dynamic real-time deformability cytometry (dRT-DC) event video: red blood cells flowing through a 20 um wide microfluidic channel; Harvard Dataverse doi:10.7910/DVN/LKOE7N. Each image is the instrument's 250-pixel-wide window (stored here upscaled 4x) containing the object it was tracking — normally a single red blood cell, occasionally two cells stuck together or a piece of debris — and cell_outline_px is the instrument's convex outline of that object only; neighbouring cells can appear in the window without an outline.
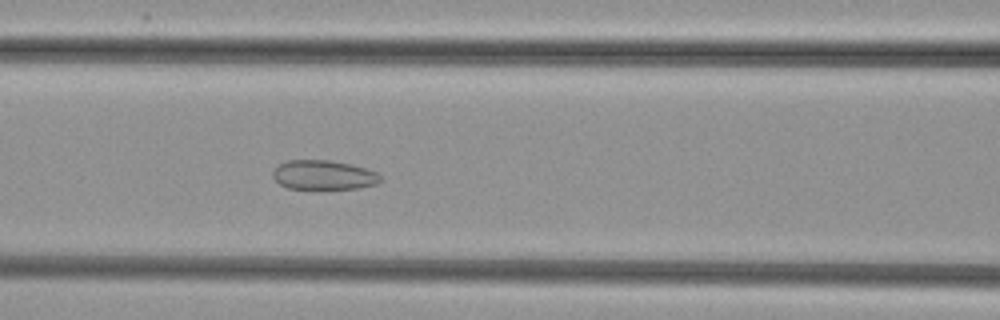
{"species": "common noctule bat (a hibernating species)", "species_latin": "Nyctalus noctula", "temperature_condition": "cold", "stored_images_in_passage": 51, "camera_frame_rate_fps": 3000, "um_per_image_px": 0.085, "animal": {"sex": "female", "body_mass_g": 29.2, "forearm_length_mm": 56.3}, "frame": {"image": 1, "passage_image": 21, "time_ms": 6.667, "image_size_px": [1000, 320], "cell_outline_px": [[380, 180], [376, 184], [360, 188], [288, 188], [280, 184], [272, 176], [272, 172], [280, 164], [288, 160], [332, 160], [364, 168], [376, 172], [380, 176]], "centroid_in_image_um": [27.49, 14.87], "position_along_channel_um": 139.1, "area_um2": 18.09}}
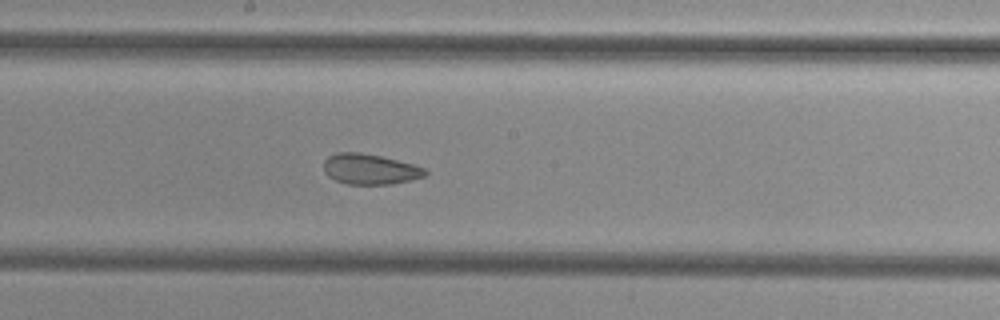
{"frame": {"image": 2, "passage_image": 27, "time_ms": 8.667, "image_size_px": [1000, 320], "cell_outline_px": [[428, 172], [424, 176], [412, 180], [392, 184], [348, 184], [336, 180], [328, 176], [324, 172], [324, 160], [328, 156], [336, 152], [360, 152], [380, 156], [412, 164], [424, 168]], "centroid_in_image_um": [31.42, 14.37], "position_along_channel_um": 216.8, "area_um2": 17.98}}
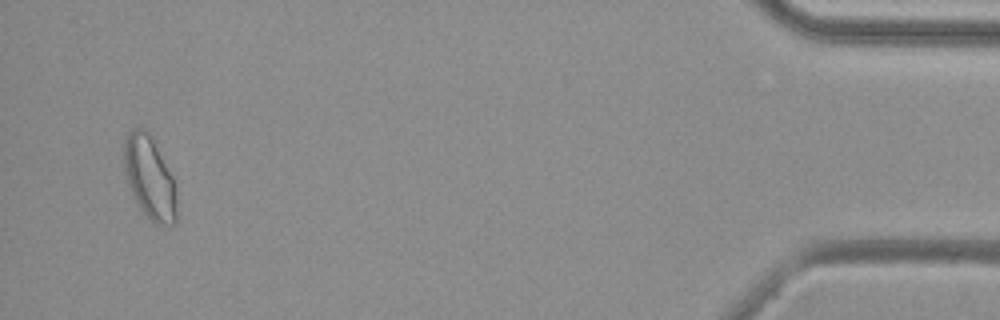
{"frame": {"image": 3, "passage_image": 49, "time_ms": 16.0, "image_size_px": [1000, 320], "cell_outline_px": [[176, 224], [156, 224], [136, 204], [132, 196], [124, 172], [124, 140], [128, 132], [132, 128], [144, 128], [148, 132], [172, 176], [176, 188]], "centroid_in_image_um": [12.69, 15.11], "position_along_channel_um": 422.5, "area_um2": 25.2}}